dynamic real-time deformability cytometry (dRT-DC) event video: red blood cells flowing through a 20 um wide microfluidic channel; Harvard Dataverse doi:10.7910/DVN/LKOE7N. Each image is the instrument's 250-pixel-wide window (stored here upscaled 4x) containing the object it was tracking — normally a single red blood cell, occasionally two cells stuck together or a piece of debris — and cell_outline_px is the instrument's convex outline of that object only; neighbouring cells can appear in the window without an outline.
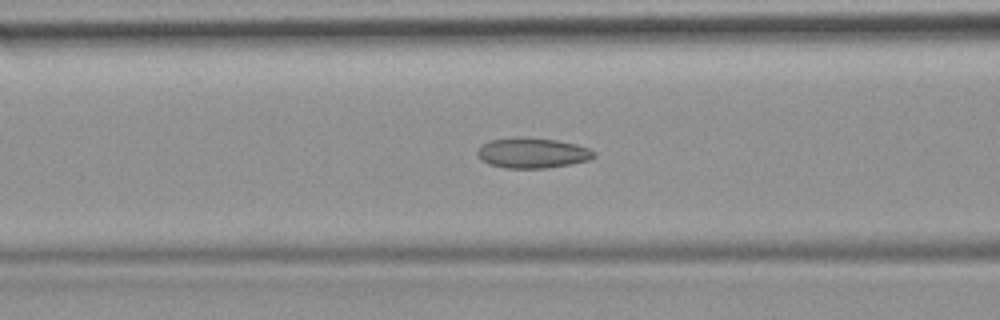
{"species": "common noctule bat (a hibernating species)", "species_latin": "Nyctalus noctula", "temperature_condition": "room temperature", "stored_images_in_passage": 52, "camera_frame_rate_fps": 3000, "um_per_image_px": 0.085, "animal": {"sex": "female", "body_mass_g": 19.9}, "frame": {"image": 1, "passage_image": 21, "time_ms": 6.667, "image_size_px": [1000, 320], "cell_outline_px": [[596, 156], [588, 160], [568, 164], [544, 168], [504, 168], [492, 164], [476, 156], [476, 152], [484, 144], [492, 140], [556, 140], [588, 148], [596, 152]], "centroid_in_image_um": [45.29, 13.05], "position_along_channel_um": 121.3, "area_um2": 19.31}}
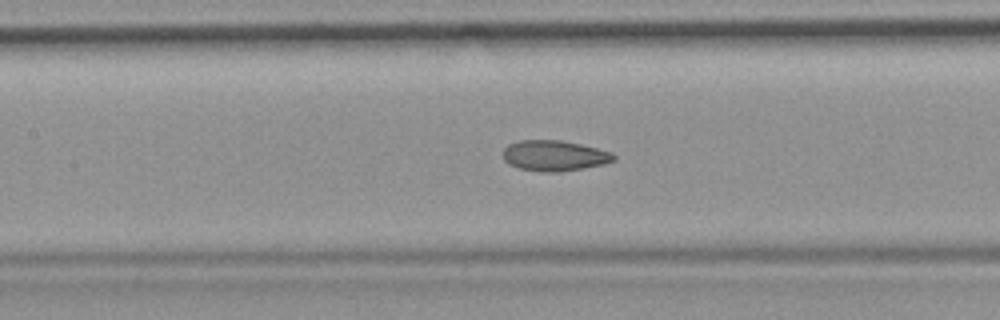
{"frame": {"image": 2, "passage_image": 24, "time_ms": 7.667, "image_size_px": [1000, 320], "cell_outline_px": [[616, 160], [604, 164], [584, 168], [560, 172], [540, 172], [520, 168], [508, 164], [504, 160], [504, 148], [508, 144], [520, 140], [560, 140], [580, 144], [612, 152], [616, 156]], "centroid_in_image_um": [47.13, 13.24], "position_along_channel_um": 160.3, "area_um2": 19.83}}
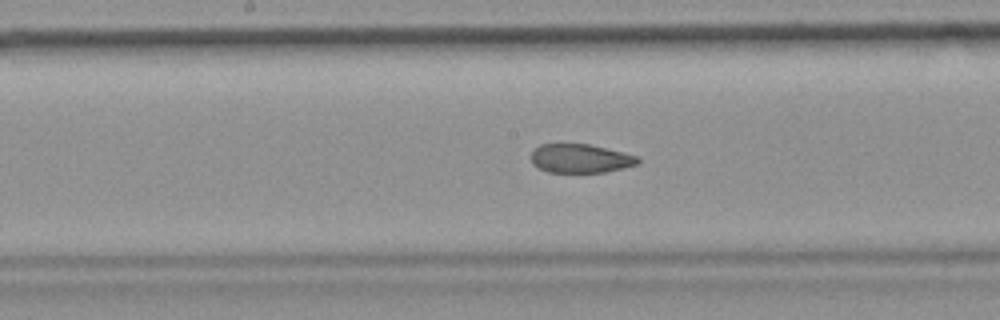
{"frame": {"image": 3, "passage_image": 27, "time_ms": 8.667, "image_size_px": [1000, 320], "cell_outline_px": [[640, 164], [604, 172], [548, 172], [536, 168], [532, 164], [528, 156], [540, 144], [588, 144], [640, 156]], "centroid_in_image_um": [49.31, 13.47], "position_along_channel_um": 198.9, "area_um2": 18.15}, "authors_computed_cell_mechanics": {"area_um2": 20.0855, "velocity_mm_per_s": 3.8837, "shape_relaxation_time_tau1_ms": null, "shape_relaxation_time_tau2_ms": 1.8984, "deformation_change_tau1": null, "deformation_change_tau2": 0.0719}}